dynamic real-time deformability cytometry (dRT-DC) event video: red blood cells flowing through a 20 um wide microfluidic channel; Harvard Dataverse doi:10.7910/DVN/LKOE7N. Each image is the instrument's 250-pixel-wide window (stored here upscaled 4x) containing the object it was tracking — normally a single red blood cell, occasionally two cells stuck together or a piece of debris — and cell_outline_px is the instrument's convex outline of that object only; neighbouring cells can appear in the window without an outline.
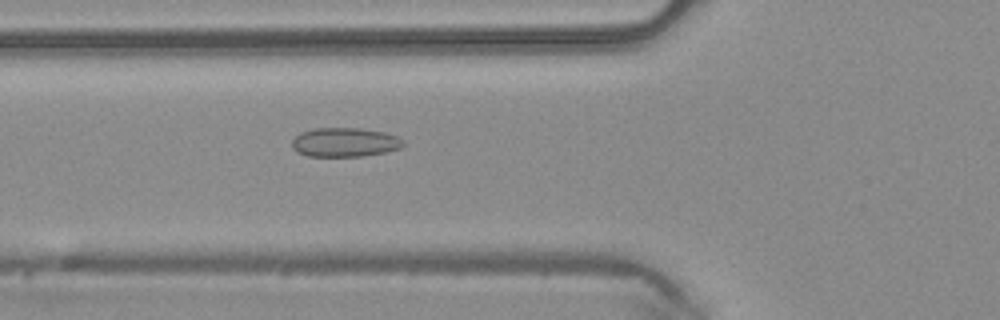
{"species": "common noctule bat (a hibernating species)", "species_latin": "Nyctalus noctula", "temperature_condition": "warm", "stored_images_in_passage": 47, "camera_frame_rate_fps": 3000, "um_per_image_px": 0.085, "animal": {"sex": "male", "body_mass_g": 20.4}, "frame": {"image": 1, "passage_image": 18, "time_ms": 5.667, "image_size_px": [1000, 320], "cell_outline_px": [[404, 144], [400, 148], [384, 152], [360, 156], [308, 156], [296, 152], [292, 148], [292, 140], [300, 132], [316, 128], [360, 128], [384, 132], [396, 136], [404, 140]], "centroid_in_image_um": [29.28, 12.09], "position_along_channel_um": 96.5, "area_um2": 18.84}}
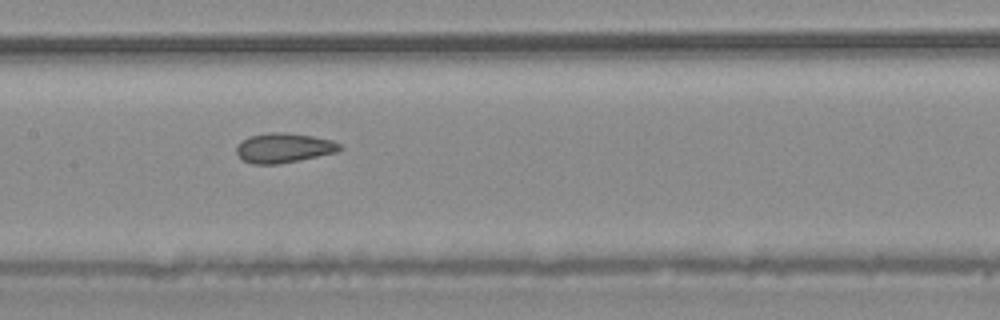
{"frame": {"image": 2, "passage_image": 24, "time_ms": 7.667, "image_size_px": [1000, 320], "cell_outline_px": [[344, 148], [336, 152], [300, 160], [276, 164], [252, 164], [244, 160], [236, 152], [236, 148], [248, 136], [268, 132], [284, 132], [312, 136], [332, 140], [340, 144]], "centroid_in_image_um": [24.14, 12.56], "position_along_channel_um": 183.3, "area_um2": 17.74}}
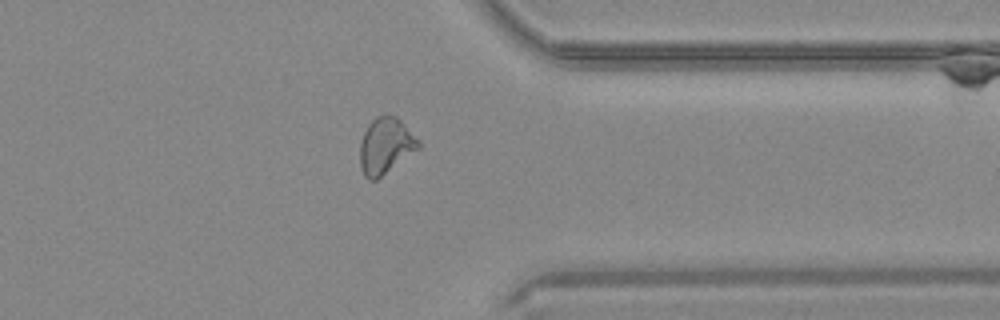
{"frame": {"image": 3, "passage_image": 38, "time_ms": 12.333, "image_size_px": [1000, 320], "cell_outline_px": [[420, 148], [376, 180], [368, 180], [364, 176], [360, 164], [360, 144], [364, 132], [368, 124], [376, 116], [396, 116], [420, 140]], "centroid_in_image_um": [32.78, 12.41], "position_along_channel_um": 378.6, "area_um2": 19.02}}